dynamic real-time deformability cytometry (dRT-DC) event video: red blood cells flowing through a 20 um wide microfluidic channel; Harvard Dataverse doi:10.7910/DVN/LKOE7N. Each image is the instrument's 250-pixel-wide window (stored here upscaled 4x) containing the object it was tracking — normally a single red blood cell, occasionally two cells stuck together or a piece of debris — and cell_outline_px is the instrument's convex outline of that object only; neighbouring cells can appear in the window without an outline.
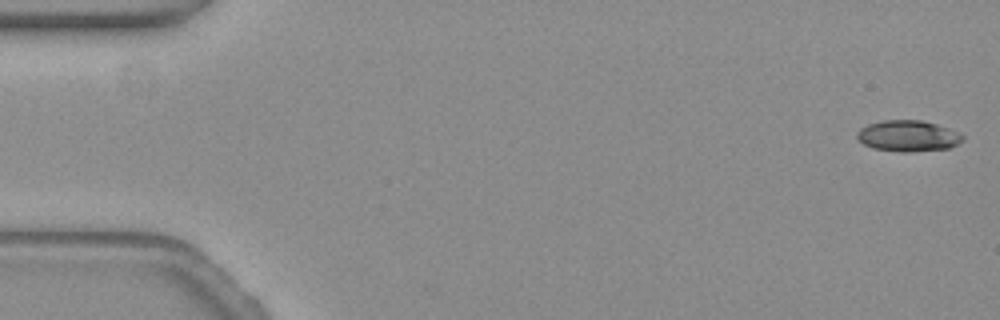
{"species": "common noctule bat (a hibernating species)", "species_latin": "Nyctalus noctula", "temperature_condition": "warm", "stored_images_in_passage": 54, "camera_frame_rate_fps": 3000, "um_per_image_px": 0.085, "animal": {"sex": "female", "body_mass_g": 19.3, "forearm_length_mm": 54.1}, "frame": {"image": 1, "passage_image": 1, "time_ms": 0.0, "image_size_px": [1000, 320], "cell_outline_px": [[964, 140], [948, 148], [904, 152], [876, 148], [864, 144], [856, 136], [856, 132], [860, 128], [868, 124], [884, 120], [920, 120], [936, 124], [964, 136]], "centroid_in_image_um": [77.15, 11.54], "position_along_channel_um": 7.9, "area_um2": 18.67}}
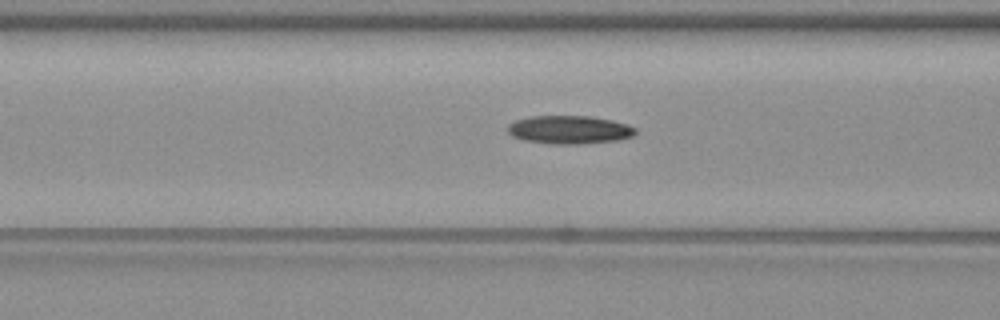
{"frame": {"image": 2, "passage_image": 21, "time_ms": 6.667, "image_size_px": [1000, 320], "cell_outline_px": [[636, 132], [632, 136], [616, 140], [580, 144], [552, 144], [524, 140], [512, 136], [508, 132], [508, 124], [516, 120], [528, 116], [592, 116], [612, 120], [628, 124], [636, 128]], "centroid_in_image_um": [48.39, 11.02], "position_along_channel_um": 118.2, "area_um2": 21.1}}
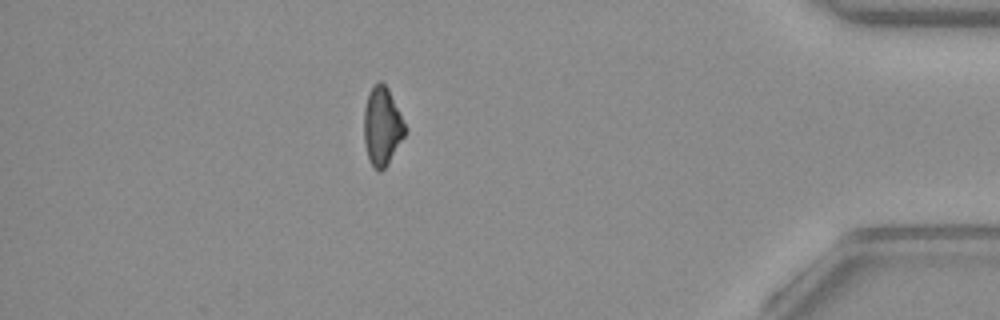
{"frame": {"image": 3, "passage_image": 47, "time_ms": 15.333, "image_size_px": [1000, 320], "cell_outline_px": [[408, 128], [404, 136], [388, 164], [380, 172], [368, 160], [364, 144], [364, 108], [368, 92], [372, 84], [380, 80], [388, 88]], "centroid_in_image_um": [32.47, 10.7], "position_along_channel_um": 402.7, "area_um2": 19.02}}